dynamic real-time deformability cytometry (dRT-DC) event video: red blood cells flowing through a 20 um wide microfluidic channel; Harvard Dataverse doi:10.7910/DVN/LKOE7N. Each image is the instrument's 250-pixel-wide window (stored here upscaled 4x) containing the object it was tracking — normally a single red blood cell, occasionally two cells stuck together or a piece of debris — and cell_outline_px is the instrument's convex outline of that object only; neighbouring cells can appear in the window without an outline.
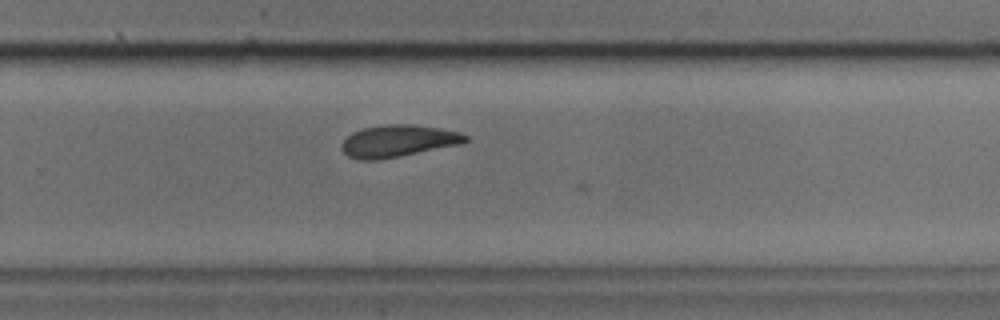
{"species": "common noctule bat (a hibernating species)", "species_latin": "Nyctalus noctula", "temperature_condition": "cold", "stored_images_in_passage": 19, "camera_frame_rate_fps": 3000, "um_per_image_px": 0.085, "animal": {"sex": "male", "body_mass_g": 17.9, "forearm_length_mm": 54.2}, "frame": {"image": 1, "passage_image": 15, "time_ms": 4.667, "image_size_px": [1000, 320], "cell_outline_px": [[468, 140], [460, 144], [376, 160], [360, 160], [348, 156], [340, 148], [340, 144], [352, 132], [364, 128], [384, 124], [412, 124], [460, 132], [468, 136]], "centroid_in_image_um": [33.79, 11.97], "position_along_channel_um": 296.0, "area_um2": 22.77}}
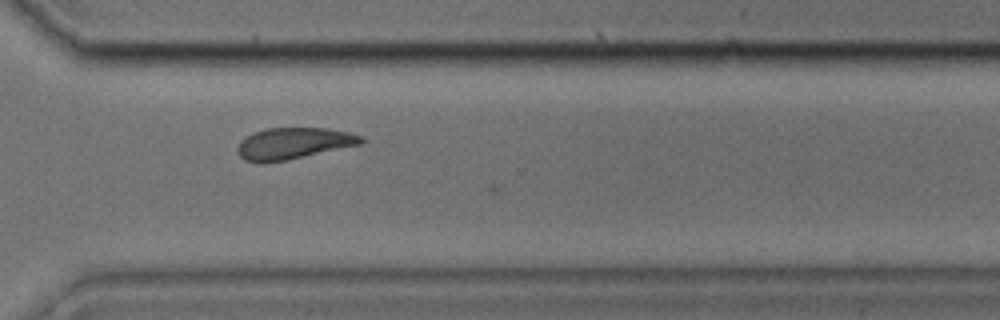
{"frame": {"image": 2, "passage_image": 18, "time_ms": 5.667, "image_size_px": [1000, 320], "cell_outline_px": [[364, 140], [360, 144], [288, 160], [264, 164], [260, 164], [244, 160], [236, 152], [236, 148], [240, 140], [244, 136], [268, 128], [328, 128], [348, 132], [364, 136]], "centroid_in_image_um": [24.89, 12.2], "position_along_channel_um": 345.7, "area_um2": 22.95}}